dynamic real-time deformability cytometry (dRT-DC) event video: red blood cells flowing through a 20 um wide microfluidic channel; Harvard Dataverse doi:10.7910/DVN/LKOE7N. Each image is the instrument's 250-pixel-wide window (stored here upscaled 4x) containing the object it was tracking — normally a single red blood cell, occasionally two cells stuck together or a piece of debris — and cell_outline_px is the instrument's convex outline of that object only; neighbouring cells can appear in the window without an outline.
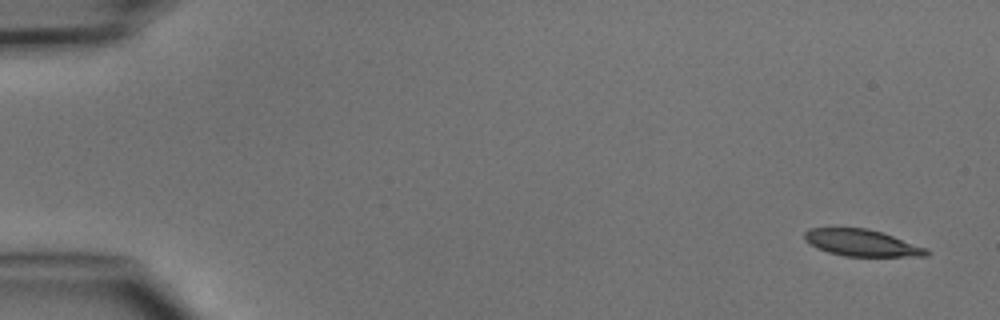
{"species": "common noctule bat (a hibernating species)", "species_latin": "Nyctalus noctula", "temperature_condition": "cold", "stored_images_in_passage": 5, "camera_frame_rate_fps": 3000, "um_per_image_px": 0.085, "animal": {"sex": "male", "body_mass_g": 15.6}, "frame": {"image": 1, "passage_image": 1, "time_ms": 0.0, "image_size_px": [1000, 320], "cell_outline_px": [[932, 252], [928, 256], [844, 256], [828, 252], [816, 248], [808, 244], [804, 240], [804, 232], [808, 228], [868, 228], [928, 248]], "centroid_in_image_um": [73.23, 20.65], "position_along_channel_um": 11.8, "area_um2": 19.07}}
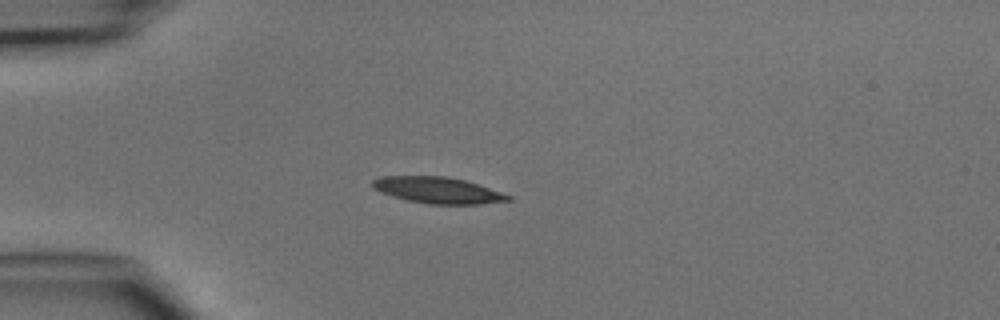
{"frame": {"image": 2, "passage_image": 4, "time_ms": 3.667, "image_size_px": [1000, 320], "cell_outline_px": [[512, 200], [480, 204], [428, 204], [408, 200], [392, 196], [380, 192], [372, 188], [372, 180], [380, 176], [448, 176], [464, 180], [512, 196]], "centroid_in_image_um": [37.17, 16.16], "position_along_channel_um": 47.8, "area_um2": 20.69}}